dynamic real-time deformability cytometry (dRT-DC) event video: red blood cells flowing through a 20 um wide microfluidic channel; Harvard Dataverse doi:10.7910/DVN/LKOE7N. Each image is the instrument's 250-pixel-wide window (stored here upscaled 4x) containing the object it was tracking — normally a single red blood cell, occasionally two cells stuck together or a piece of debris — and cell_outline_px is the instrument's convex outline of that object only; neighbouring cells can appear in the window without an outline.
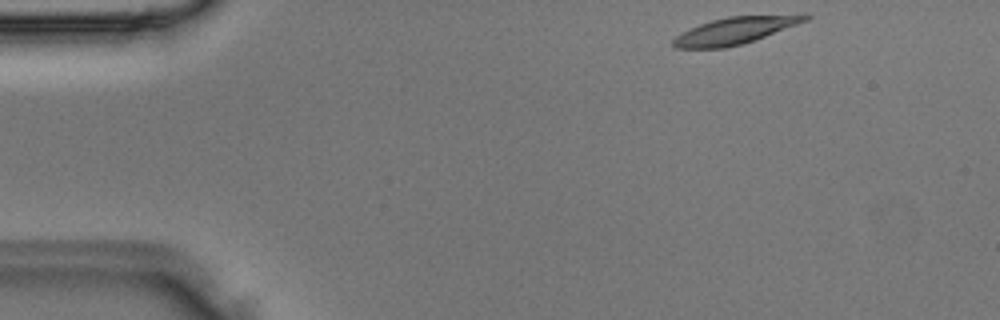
{"species": "Egyptian fruit bat (a non-hibernating species)", "species_latin": "Rousettus aegyptiacus", "temperature_condition": "room temperature", "stored_images_in_passage": 4, "camera_frame_rate_fps": 3000, "um_per_image_px": 0.085, "animal": {"sex": "male"}, "frame": {"image": 1, "passage_image": 1, "time_ms": 0.0, "image_size_px": [1000, 320], "cell_outline_px": [[812, 16], [808, 20], [764, 36], [740, 44], [724, 48], [676, 48], [672, 44], [672, 40], [676, 36], [700, 24], [712, 20], [728, 16]], "centroid_in_image_um": [62.36, 2.62], "position_along_channel_um": 22.6, "area_um2": 19.65}}